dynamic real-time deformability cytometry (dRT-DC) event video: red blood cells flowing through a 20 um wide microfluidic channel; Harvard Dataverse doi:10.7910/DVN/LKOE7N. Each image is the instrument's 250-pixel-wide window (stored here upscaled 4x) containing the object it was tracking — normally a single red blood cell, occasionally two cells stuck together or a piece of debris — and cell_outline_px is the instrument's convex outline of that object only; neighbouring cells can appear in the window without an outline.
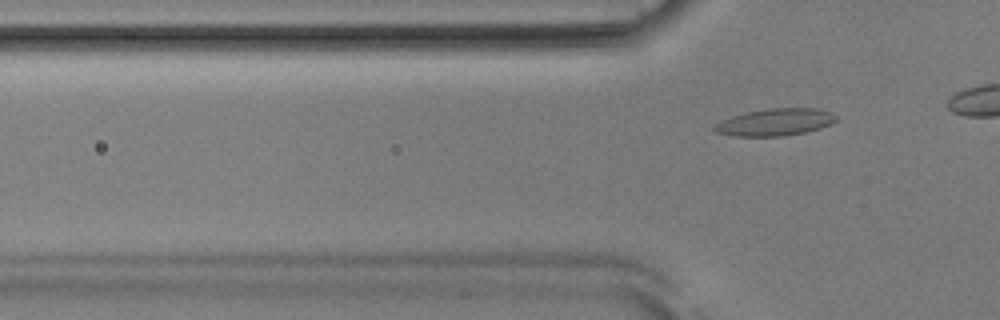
{"species": "Egyptian fruit bat (a non-hibernating species)", "species_latin": "Rousettus aegyptiacus", "temperature_condition": "room temperature", "stored_images_in_passage": 7, "camera_frame_rate_fps": 3000, "um_per_image_px": 0.085, "animal": {"sex": "male"}, "frame": {"image": 1, "passage_image": 7, "time_ms": 2.0, "image_size_px": [1000, 320], "cell_outline_px": [[836, 120], [820, 128], [804, 132], [784, 136], [736, 136], [716, 132], [712, 128], [712, 124], [720, 120], [732, 116], [748, 112], [772, 108], [816, 108], [832, 112], [836, 116]], "centroid_in_image_um": [65.84, 10.38], "position_along_channel_um": 60.0, "area_um2": 19.13}}